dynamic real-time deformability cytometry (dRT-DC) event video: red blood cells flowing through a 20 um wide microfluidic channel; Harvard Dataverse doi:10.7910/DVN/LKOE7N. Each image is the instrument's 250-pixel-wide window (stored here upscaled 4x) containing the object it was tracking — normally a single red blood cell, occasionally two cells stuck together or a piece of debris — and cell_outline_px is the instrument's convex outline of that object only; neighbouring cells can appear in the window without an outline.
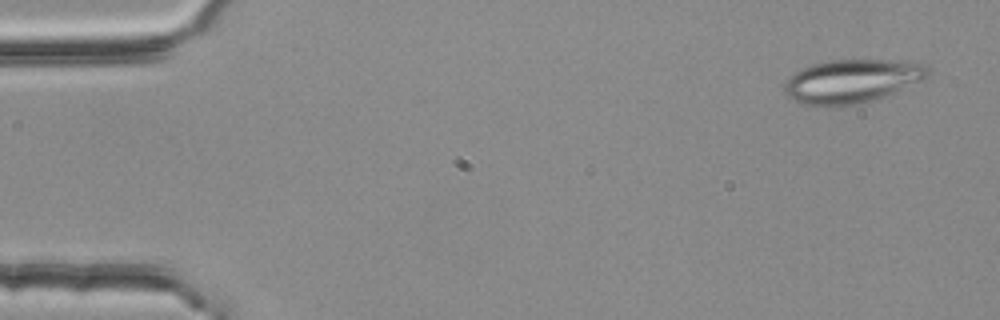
{"species": "common noctule bat (a hibernating species)", "species_latin": "Nyctalus noctula", "temperature_condition": "room temperature", "stored_images_in_passage": 53, "camera_frame_rate_fps": 3000, "um_per_image_px": 0.085, "animal": {"sex": "female", "body_mass_g": 25.1}, "frame": {"image": 1, "passage_image": 2, "time_ms": 0.333, "image_size_px": [1000, 320], "cell_outline_px": [[928, 72], [920, 80], [884, 96], [872, 100], [840, 108], [824, 108], [804, 104], [788, 96], [784, 92], [784, 84], [800, 68], [812, 64], [828, 60], [908, 60], [924, 64], [928, 68]], "centroid_in_image_um": [72.35, 6.91], "position_along_channel_um": 12.6, "area_um2": 36.47}}
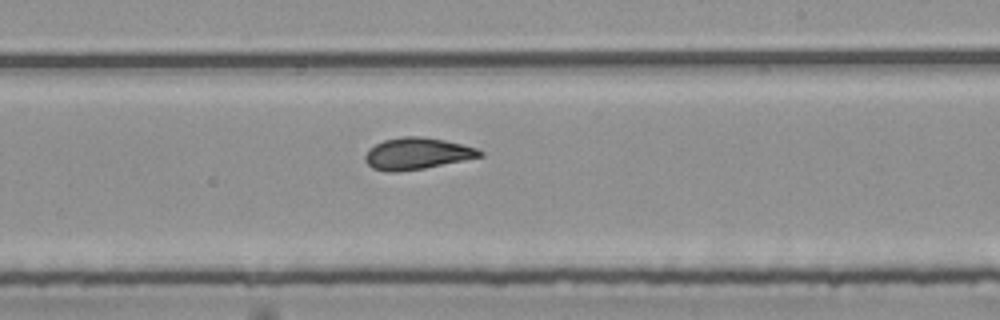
{"frame": {"image": 2, "passage_image": 31, "time_ms": 10.0, "image_size_px": [1000, 320], "cell_outline_px": [[484, 156], [424, 168], [392, 172], [388, 172], [372, 168], [364, 160], [364, 156], [368, 148], [384, 140], [404, 136], [420, 136], [444, 140], [476, 148], [484, 152]], "centroid_in_image_um": [35.42, 13.05], "position_along_channel_um": 253.6, "area_um2": 21.04}}
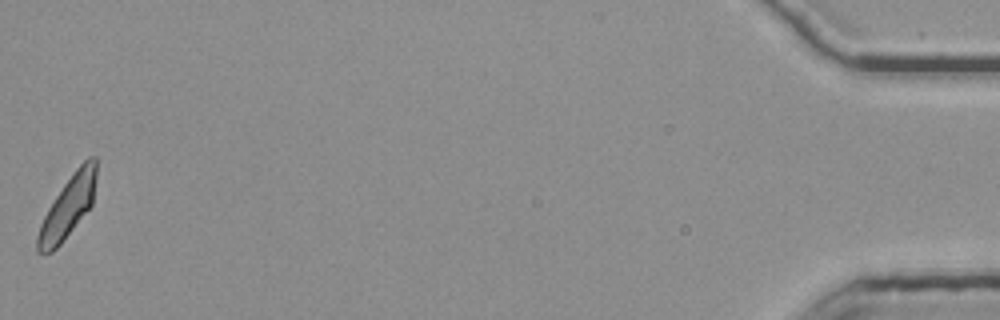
{"frame": {"image": 3, "passage_image": 53, "time_ms": 17.333, "image_size_px": [1000, 320], "cell_outline_px": [[96, 176], [92, 204], [60, 244], [52, 252], [36, 252], [36, 236], [40, 224], [48, 208], [64, 184], [76, 168], [88, 156], [96, 156]], "centroid_in_image_um": [5.76, 17.57], "position_along_channel_um": 429.4, "area_um2": 20.63}, "authors_computed_cell_mechanics": {"area_um2": 21.5016, "velocity_mm_per_s": 3.7797, "shape_relaxation_time_tau1_ms": 8.3144, "shape_relaxation_time_tau2_ms": 1.6743, "deformation_change_tau1": 0.1945, "deformation_change_tau2": 0.0927}}